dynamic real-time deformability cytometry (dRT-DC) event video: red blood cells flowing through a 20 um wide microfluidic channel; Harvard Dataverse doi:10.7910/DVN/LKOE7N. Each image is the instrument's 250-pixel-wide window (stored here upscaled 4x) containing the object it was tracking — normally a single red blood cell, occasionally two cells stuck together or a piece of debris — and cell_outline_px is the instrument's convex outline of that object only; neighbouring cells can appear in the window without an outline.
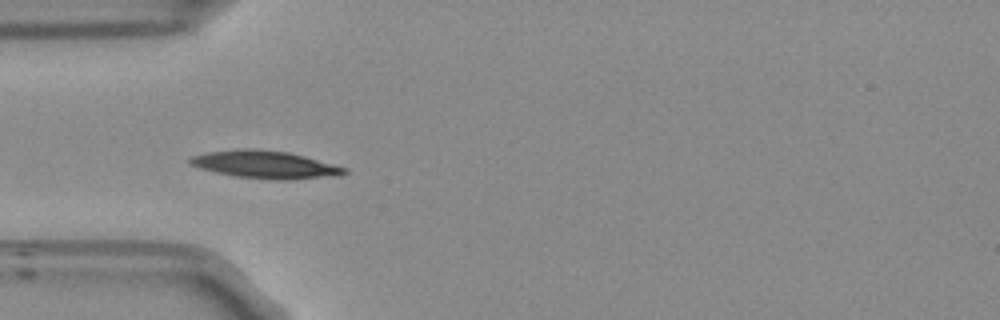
{"species": "Egyptian fruit bat (a non-hibernating species)", "species_latin": "Rousettus aegyptiacus", "temperature_condition": "room temperature", "stored_images_in_passage": 39, "camera_frame_rate_fps": 3000, "um_per_image_px": 0.085, "frame": {"image": 1, "passage_image": 1, "time_ms": 0.0, "image_size_px": [1000, 320], "cell_outline_px": [[348, 172], [340, 176], [292, 180], [268, 180], [236, 176], [216, 172], [200, 168], [188, 164], [188, 160], [192, 156], [208, 152], [244, 148], [252, 148], [288, 152], [304, 156], [348, 168]], "centroid_in_image_um": [22.58, 14.0], "position_along_channel_um": 62.4, "area_um2": 25.09}}
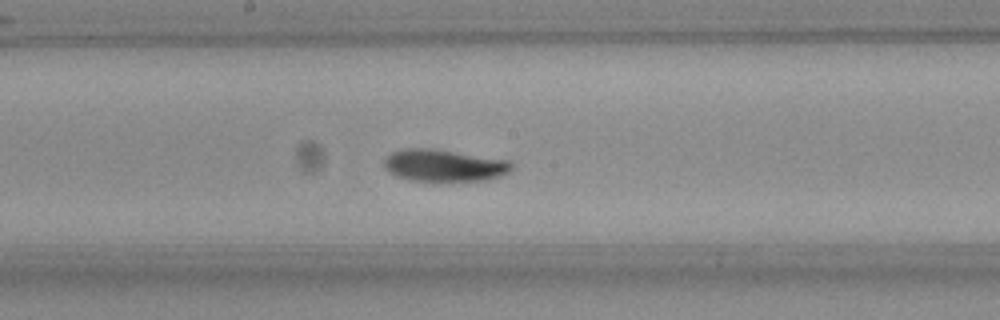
{"frame": {"image": 2, "passage_image": 13, "time_ms": 4.0, "image_size_px": [1000, 320], "cell_outline_px": [[512, 168], [504, 176], [488, 180], [408, 180], [396, 176], [388, 172], [384, 168], [384, 160], [392, 152], [404, 148], [428, 148], [508, 160], [512, 164]], "centroid_in_image_um": [37.73, 14.06], "position_along_channel_um": 210.5, "area_um2": 23.58}}
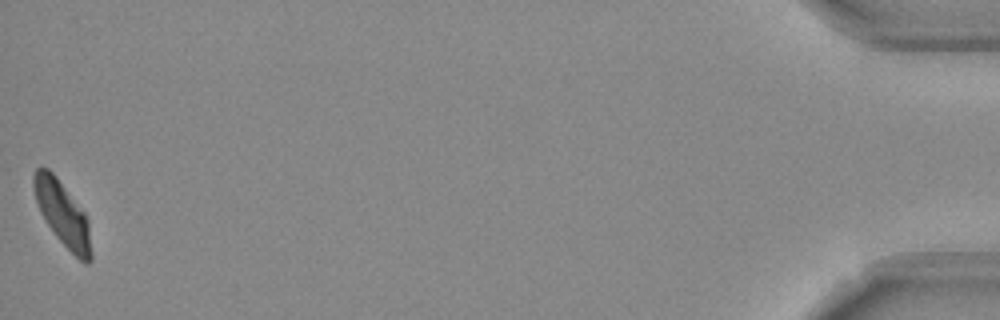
{"frame": {"image": 3, "passage_image": 39, "time_ms": 12.667, "image_size_px": [1000, 320], "cell_outline_px": [[92, 260], [88, 264], [84, 264], [56, 236], [40, 212], [36, 200], [32, 184], [32, 176], [36, 168], [48, 168], [56, 176], [84, 212], [88, 220], [92, 252]], "centroid_in_image_um": [5.32, 18.17], "position_along_channel_um": 429.9, "area_um2": 21.39}, "authors_computed_cell_mechanics": {"area_um2": 22.7732, "velocity_mm_per_s": 3.7088, "shape_relaxation_time_tau1_ms": 2.572, "shape_relaxation_time_tau2_ms": 7.3502, "deformation_change_tau1": 0.1445, "deformation_change_tau2": 0.0993}}